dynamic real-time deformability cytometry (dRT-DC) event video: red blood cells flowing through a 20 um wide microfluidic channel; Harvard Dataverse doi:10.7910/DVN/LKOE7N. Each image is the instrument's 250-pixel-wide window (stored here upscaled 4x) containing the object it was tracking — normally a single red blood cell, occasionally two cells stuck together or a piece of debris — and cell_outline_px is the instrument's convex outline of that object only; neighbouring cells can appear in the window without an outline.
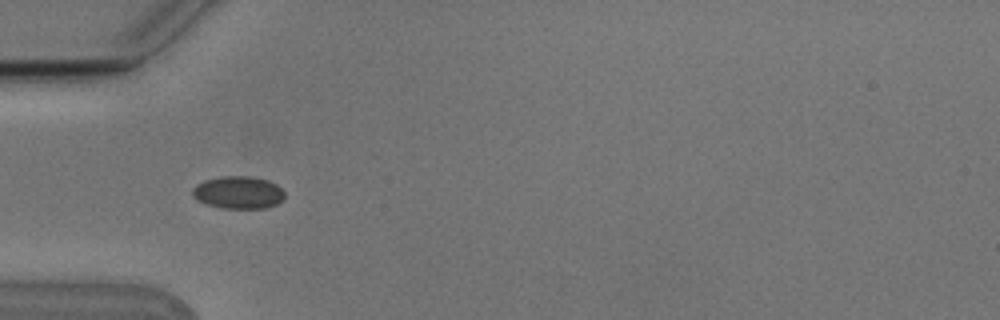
{"species": "Egyptian fruit bat (a non-hibernating species)", "species_latin": "Rousettus aegyptiacus", "temperature_condition": "cold", "stored_images_in_passage": 7, "camera_frame_rate_fps": 3000, "um_per_image_px": 0.085, "animal": {"sex": "male"}, "frame": {"image": 1, "passage_image": 2, "time_ms": 0.333, "image_size_px": [1000, 320], "cell_outline_px": [[284, 200], [276, 204], [264, 208], [220, 208], [196, 200], [192, 196], [192, 188], [196, 184], [204, 180], [220, 176], [248, 176], [268, 180], [276, 184], [284, 192]], "centroid_in_image_um": [20.23, 16.35], "position_along_channel_um": 64.8, "area_um2": 17.57}}
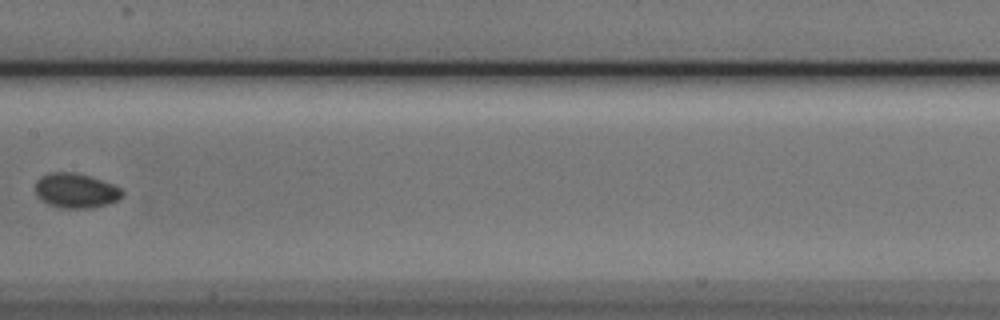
{"frame": {"image": 2, "passage_image": 5, "time_ms": 1.333, "image_size_px": [1000, 320], "cell_outline_px": [[124, 192], [116, 200], [92, 208], [60, 208], [48, 204], [40, 200], [36, 196], [36, 180], [40, 176], [52, 172], [72, 172], [88, 176], [112, 184], [120, 188]], "centroid_in_image_um": [6.38, 16.2], "position_along_channel_um": 201.0, "area_um2": 17.4}}
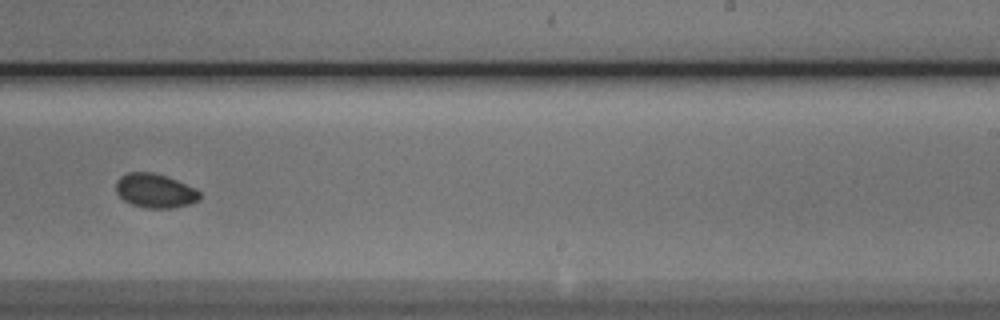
{"frame": {"image": 3, "passage_image": 7, "time_ms": 2.0, "image_size_px": [1000, 320], "cell_outline_px": [[200, 200], [188, 204], [172, 208], [148, 208], [132, 204], [124, 200], [116, 192], [116, 180], [120, 176], [128, 172], [152, 172], [168, 176], [196, 188], [200, 192]], "centroid_in_image_um": [13.19, 16.2], "position_along_channel_um": 275.8, "area_um2": 16.76}}